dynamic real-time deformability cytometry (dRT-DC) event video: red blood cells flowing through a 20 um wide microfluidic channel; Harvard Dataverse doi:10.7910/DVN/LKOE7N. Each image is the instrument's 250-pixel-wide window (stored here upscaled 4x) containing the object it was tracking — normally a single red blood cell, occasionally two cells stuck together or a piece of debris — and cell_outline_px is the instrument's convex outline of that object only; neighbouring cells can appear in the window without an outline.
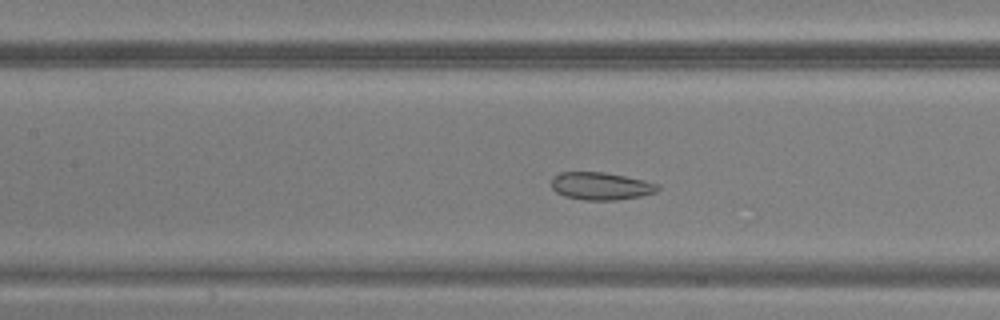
{"species": "common noctule bat (a hibernating species)", "species_latin": "Nyctalus noctula", "temperature_condition": "warm", "stored_images_in_passage": 44, "camera_frame_rate_fps": 3000, "um_per_image_px": 0.085, "animal": {"sex": "male", "body_mass_g": 20.5, "forearm_length_mm": 52.5}, "frame": {"image": 1, "passage_image": 18, "time_ms": 5.667, "image_size_px": [1000, 320], "cell_outline_px": [[660, 188], [656, 192], [640, 196], [616, 200], [584, 200], [564, 196], [556, 192], [552, 188], [552, 176], [560, 172], [604, 172], [644, 180], [656, 184]], "centroid_in_image_um": [51.04, 15.81], "position_along_channel_um": 156.4, "area_um2": 17.05}}
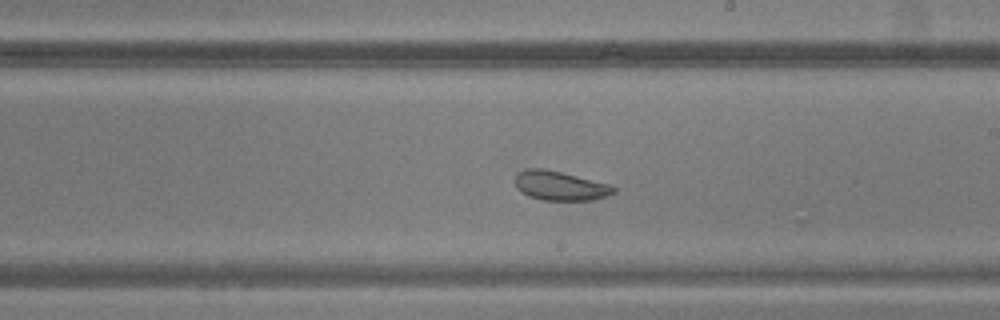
{"frame": {"image": 2, "passage_image": 24, "time_ms": 7.667, "image_size_px": [1000, 320], "cell_outline_px": [[616, 192], [608, 196], [592, 200], [544, 200], [528, 196], [520, 192], [516, 188], [516, 172], [524, 168], [544, 168], [608, 184], [616, 188]], "centroid_in_image_um": [47.57, 15.79], "position_along_channel_um": 241.4, "area_um2": 16.82}}
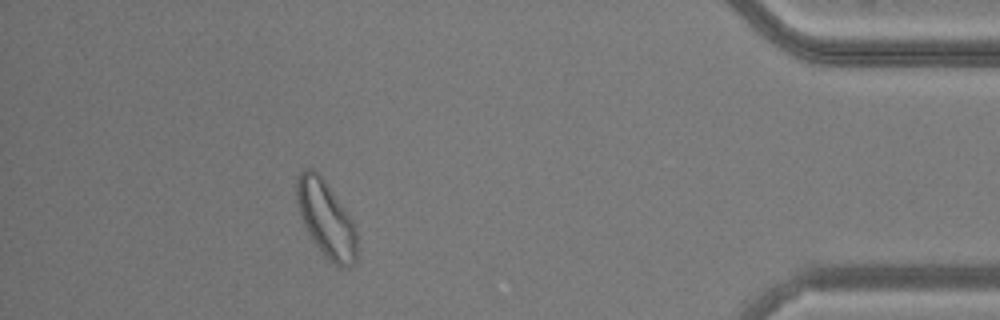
{"frame": {"image": 3, "passage_image": 39, "time_ms": 12.667, "image_size_px": [1000, 320], "cell_outline_px": [[356, 260], [348, 268], [336, 264], [316, 244], [308, 232], [304, 224], [300, 212], [296, 196], [296, 176], [304, 168], [312, 168], [320, 172], [352, 220], [356, 228]], "centroid_in_image_um": [27.7, 18.51], "position_along_channel_um": 407.5, "area_um2": 26.3}}